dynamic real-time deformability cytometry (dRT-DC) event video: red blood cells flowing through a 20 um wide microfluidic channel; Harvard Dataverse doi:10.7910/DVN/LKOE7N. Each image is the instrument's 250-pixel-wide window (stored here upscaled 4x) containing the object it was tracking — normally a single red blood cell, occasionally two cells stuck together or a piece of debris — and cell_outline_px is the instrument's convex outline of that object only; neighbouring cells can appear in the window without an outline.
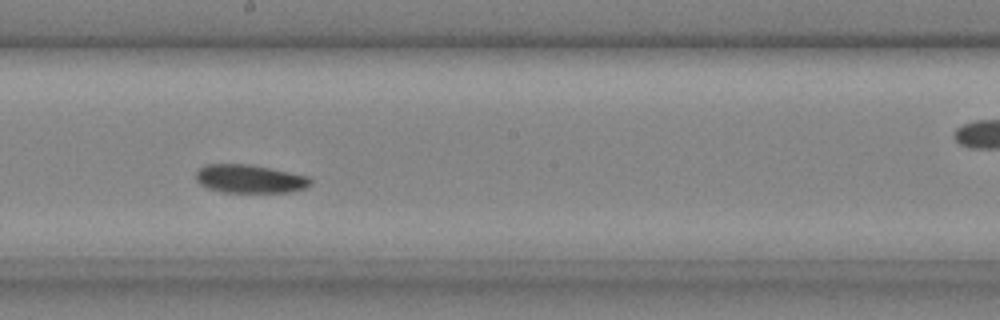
{"species": "common noctule bat (a hibernating species)", "species_latin": "Nyctalus noctula", "temperature_condition": "cold", "stored_images_in_passage": 33, "camera_frame_rate_fps": 3000, "um_per_image_px": 0.085, "animal": {"sex": "male", "body_mass_g": 20.4}, "frame": {"image": 1, "passage_image": 19, "time_ms": 6.0, "image_size_px": [1000, 320], "cell_outline_px": [[312, 184], [304, 188], [288, 192], [224, 192], [208, 188], [200, 184], [196, 180], [196, 172], [204, 164], [248, 164], [308, 176], [312, 180]], "centroid_in_image_um": [21.21, 15.2], "position_along_channel_um": 227.0, "area_um2": 18.79}}